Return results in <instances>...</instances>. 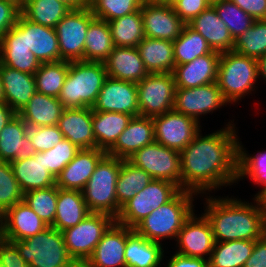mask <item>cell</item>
Listing matches in <instances>:
<instances>
[{
  "instance_id": "28",
  "label": "cell",
  "mask_w": 266,
  "mask_h": 267,
  "mask_svg": "<svg viewBox=\"0 0 266 267\" xmlns=\"http://www.w3.org/2000/svg\"><path fill=\"white\" fill-rule=\"evenodd\" d=\"M10 165L23 193L56 185V178L45 166L44 152H36Z\"/></svg>"
},
{
  "instance_id": "39",
  "label": "cell",
  "mask_w": 266,
  "mask_h": 267,
  "mask_svg": "<svg viewBox=\"0 0 266 267\" xmlns=\"http://www.w3.org/2000/svg\"><path fill=\"white\" fill-rule=\"evenodd\" d=\"M71 9L57 0H26L21 14L29 21L55 28Z\"/></svg>"
},
{
  "instance_id": "46",
  "label": "cell",
  "mask_w": 266,
  "mask_h": 267,
  "mask_svg": "<svg viewBox=\"0 0 266 267\" xmlns=\"http://www.w3.org/2000/svg\"><path fill=\"white\" fill-rule=\"evenodd\" d=\"M220 19L226 24L229 32L236 40L254 23V19L230 0H220L211 4Z\"/></svg>"
},
{
  "instance_id": "11",
  "label": "cell",
  "mask_w": 266,
  "mask_h": 267,
  "mask_svg": "<svg viewBox=\"0 0 266 267\" xmlns=\"http://www.w3.org/2000/svg\"><path fill=\"white\" fill-rule=\"evenodd\" d=\"M127 160L146 171L153 179L170 181L181 189L179 151L154 141L136 151Z\"/></svg>"
},
{
  "instance_id": "13",
  "label": "cell",
  "mask_w": 266,
  "mask_h": 267,
  "mask_svg": "<svg viewBox=\"0 0 266 267\" xmlns=\"http://www.w3.org/2000/svg\"><path fill=\"white\" fill-rule=\"evenodd\" d=\"M155 142L181 152L201 131L200 123L175 110L152 118Z\"/></svg>"
},
{
  "instance_id": "20",
  "label": "cell",
  "mask_w": 266,
  "mask_h": 267,
  "mask_svg": "<svg viewBox=\"0 0 266 267\" xmlns=\"http://www.w3.org/2000/svg\"><path fill=\"white\" fill-rule=\"evenodd\" d=\"M2 238L22 241L49 227L24 201L16 203L1 216Z\"/></svg>"
},
{
  "instance_id": "60",
  "label": "cell",
  "mask_w": 266,
  "mask_h": 267,
  "mask_svg": "<svg viewBox=\"0 0 266 267\" xmlns=\"http://www.w3.org/2000/svg\"><path fill=\"white\" fill-rule=\"evenodd\" d=\"M259 79L266 81V53L258 59ZM266 83V82H265Z\"/></svg>"
},
{
  "instance_id": "34",
  "label": "cell",
  "mask_w": 266,
  "mask_h": 267,
  "mask_svg": "<svg viewBox=\"0 0 266 267\" xmlns=\"http://www.w3.org/2000/svg\"><path fill=\"white\" fill-rule=\"evenodd\" d=\"M162 245L134 231L126 240L124 250L126 267H160L165 254Z\"/></svg>"
},
{
  "instance_id": "27",
  "label": "cell",
  "mask_w": 266,
  "mask_h": 267,
  "mask_svg": "<svg viewBox=\"0 0 266 267\" xmlns=\"http://www.w3.org/2000/svg\"><path fill=\"white\" fill-rule=\"evenodd\" d=\"M104 64L107 76L117 80L138 83L149 74L137 47L114 46Z\"/></svg>"
},
{
  "instance_id": "3",
  "label": "cell",
  "mask_w": 266,
  "mask_h": 267,
  "mask_svg": "<svg viewBox=\"0 0 266 267\" xmlns=\"http://www.w3.org/2000/svg\"><path fill=\"white\" fill-rule=\"evenodd\" d=\"M194 192L180 190L170 201L153 210L133 229L146 239L163 244L162 240L177 239L185 220L195 211ZM176 238V239H175Z\"/></svg>"
},
{
  "instance_id": "42",
  "label": "cell",
  "mask_w": 266,
  "mask_h": 267,
  "mask_svg": "<svg viewBox=\"0 0 266 267\" xmlns=\"http://www.w3.org/2000/svg\"><path fill=\"white\" fill-rule=\"evenodd\" d=\"M68 71V61L42 63L34 74L36 91L58 98Z\"/></svg>"
},
{
  "instance_id": "7",
  "label": "cell",
  "mask_w": 266,
  "mask_h": 267,
  "mask_svg": "<svg viewBox=\"0 0 266 267\" xmlns=\"http://www.w3.org/2000/svg\"><path fill=\"white\" fill-rule=\"evenodd\" d=\"M29 267H79L68 254L63 234L52 226L22 241H10Z\"/></svg>"
},
{
  "instance_id": "45",
  "label": "cell",
  "mask_w": 266,
  "mask_h": 267,
  "mask_svg": "<svg viewBox=\"0 0 266 267\" xmlns=\"http://www.w3.org/2000/svg\"><path fill=\"white\" fill-rule=\"evenodd\" d=\"M58 187L56 185L31 190L24 193L23 201L44 221L51 226L55 220Z\"/></svg>"
},
{
  "instance_id": "52",
  "label": "cell",
  "mask_w": 266,
  "mask_h": 267,
  "mask_svg": "<svg viewBox=\"0 0 266 267\" xmlns=\"http://www.w3.org/2000/svg\"><path fill=\"white\" fill-rule=\"evenodd\" d=\"M21 7L11 0H0V39L17 23Z\"/></svg>"
},
{
  "instance_id": "41",
  "label": "cell",
  "mask_w": 266,
  "mask_h": 267,
  "mask_svg": "<svg viewBox=\"0 0 266 267\" xmlns=\"http://www.w3.org/2000/svg\"><path fill=\"white\" fill-rule=\"evenodd\" d=\"M173 47L176 65L189 63L208 53H219L213 51L207 41L188 24L185 25L182 34L173 41Z\"/></svg>"
},
{
  "instance_id": "47",
  "label": "cell",
  "mask_w": 266,
  "mask_h": 267,
  "mask_svg": "<svg viewBox=\"0 0 266 267\" xmlns=\"http://www.w3.org/2000/svg\"><path fill=\"white\" fill-rule=\"evenodd\" d=\"M142 0H90L92 14L107 22L141 9Z\"/></svg>"
},
{
  "instance_id": "59",
  "label": "cell",
  "mask_w": 266,
  "mask_h": 267,
  "mask_svg": "<svg viewBox=\"0 0 266 267\" xmlns=\"http://www.w3.org/2000/svg\"><path fill=\"white\" fill-rule=\"evenodd\" d=\"M253 198L256 200L258 206L262 209V211L266 215V186L262 188L260 191H258V193L255 194Z\"/></svg>"
},
{
  "instance_id": "44",
  "label": "cell",
  "mask_w": 266,
  "mask_h": 267,
  "mask_svg": "<svg viewBox=\"0 0 266 267\" xmlns=\"http://www.w3.org/2000/svg\"><path fill=\"white\" fill-rule=\"evenodd\" d=\"M233 51L259 59L266 53V19L255 20L253 25L234 40Z\"/></svg>"
},
{
  "instance_id": "19",
  "label": "cell",
  "mask_w": 266,
  "mask_h": 267,
  "mask_svg": "<svg viewBox=\"0 0 266 267\" xmlns=\"http://www.w3.org/2000/svg\"><path fill=\"white\" fill-rule=\"evenodd\" d=\"M25 36V43L40 63L61 61L55 28L33 23L22 14L15 25Z\"/></svg>"
},
{
  "instance_id": "33",
  "label": "cell",
  "mask_w": 266,
  "mask_h": 267,
  "mask_svg": "<svg viewBox=\"0 0 266 267\" xmlns=\"http://www.w3.org/2000/svg\"><path fill=\"white\" fill-rule=\"evenodd\" d=\"M140 57L149 73H172L176 66L173 42L145 37L138 45Z\"/></svg>"
},
{
  "instance_id": "30",
  "label": "cell",
  "mask_w": 266,
  "mask_h": 267,
  "mask_svg": "<svg viewBox=\"0 0 266 267\" xmlns=\"http://www.w3.org/2000/svg\"><path fill=\"white\" fill-rule=\"evenodd\" d=\"M5 102L18 114L36 92L33 74H28L0 63Z\"/></svg>"
},
{
  "instance_id": "62",
  "label": "cell",
  "mask_w": 266,
  "mask_h": 267,
  "mask_svg": "<svg viewBox=\"0 0 266 267\" xmlns=\"http://www.w3.org/2000/svg\"><path fill=\"white\" fill-rule=\"evenodd\" d=\"M0 102H5V96H4V90H3L1 76H0Z\"/></svg>"
},
{
  "instance_id": "38",
  "label": "cell",
  "mask_w": 266,
  "mask_h": 267,
  "mask_svg": "<svg viewBox=\"0 0 266 267\" xmlns=\"http://www.w3.org/2000/svg\"><path fill=\"white\" fill-rule=\"evenodd\" d=\"M114 46L137 47L145 38L141 9L108 22Z\"/></svg>"
},
{
  "instance_id": "51",
  "label": "cell",
  "mask_w": 266,
  "mask_h": 267,
  "mask_svg": "<svg viewBox=\"0 0 266 267\" xmlns=\"http://www.w3.org/2000/svg\"><path fill=\"white\" fill-rule=\"evenodd\" d=\"M171 5L178 17L188 24L194 17L206 10L211 3L208 0H173Z\"/></svg>"
},
{
  "instance_id": "18",
  "label": "cell",
  "mask_w": 266,
  "mask_h": 267,
  "mask_svg": "<svg viewBox=\"0 0 266 267\" xmlns=\"http://www.w3.org/2000/svg\"><path fill=\"white\" fill-rule=\"evenodd\" d=\"M133 232V228L115 221L82 267H126L124 250L126 240Z\"/></svg>"
},
{
  "instance_id": "57",
  "label": "cell",
  "mask_w": 266,
  "mask_h": 267,
  "mask_svg": "<svg viewBox=\"0 0 266 267\" xmlns=\"http://www.w3.org/2000/svg\"><path fill=\"white\" fill-rule=\"evenodd\" d=\"M16 114L6 102H0V132Z\"/></svg>"
},
{
  "instance_id": "17",
  "label": "cell",
  "mask_w": 266,
  "mask_h": 267,
  "mask_svg": "<svg viewBox=\"0 0 266 267\" xmlns=\"http://www.w3.org/2000/svg\"><path fill=\"white\" fill-rule=\"evenodd\" d=\"M141 13L145 37L173 42L186 25L171 4L143 3Z\"/></svg>"
},
{
  "instance_id": "6",
  "label": "cell",
  "mask_w": 266,
  "mask_h": 267,
  "mask_svg": "<svg viewBox=\"0 0 266 267\" xmlns=\"http://www.w3.org/2000/svg\"><path fill=\"white\" fill-rule=\"evenodd\" d=\"M123 160L106 154L97 164L82 191L90 212L109 214L115 219L119 215L115 188Z\"/></svg>"
},
{
  "instance_id": "56",
  "label": "cell",
  "mask_w": 266,
  "mask_h": 267,
  "mask_svg": "<svg viewBox=\"0 0 266 267\" xmlns=\"http://www.w3.org/2000/svg\"><path fill=\"white\" fill-rule=\"evenodd\" d=\"M167 261L166 267H209V262L206 259L186 257L176 252Z\"/></svg>"
},
{
  "instance_id": "50",
  "label": "cell",
  "mask_w": 266,
  "mask_h": 267,
  "mask_svg": "<svg viewBox=\"0 0 266 267\" xmlns=\"http://www.w3.org/2000/svg\"><path fill=\"white\" fill-rule=\"evenodd\" d=\"M27 135L35 152L49 150L64 139L63 133L57 125L28 127Z\"/></svg>"
},
{
  "instance_id": "24",
  "label": "cell",
  "mask_w": 266,
  "mask_h": 267,
  "mask_svg": "<svg viewBox=\"0 0 266 267\" xmlns=\"http://www.w3.org/2000/svg\"><path fill=\"white\" fill-rule=\"evenodd\" d=\"M0 63L33 75L41 66L27 47L25 36L15 25L0 39Z\"/></svg>"
},
{
  "instance_id": "2",
  "label": "cell",
  "mask_w": 266,
  "mask_h": 267,
  "mask_svg": "<svg viewBox=\"0 0 266 267\" xmlns=\"http://www.w3.org/2000/svg\"><path fill=\"white\" fill-rule=\"evenodd\" d=\"M206 195L204 215L215 242L259 240L266 234V215L258 206L235 197Z\"/></svg>"
},
{
  "instance_id": "58",
  "label": "cell",
  "mask_w": 266,
  "mask_h": 267,
  "mask_svg": "<svg viewBox=\"0 0 266 267\" xmlns=\"http://www.w3.org/2000/svg\"><path fill=\"white\" fill-rule=\"evenodd\" d=\"M67 5L71 10L81 9L89 6L90 0H57Z\"/></svg>"
},
{
  "instance_id": "23",
  "label": "cell",
  "mask_w": 266,
  "mask_h": 267,
  "mask_svg": "<svg viewBox=\"0 0 266 267\" xmlns=\"http://www.w3.org/2000/svg\"><path fill=\"white\" fill-rule=\"evenodd\" d=\"M155 141L154 124L150 117H132L127 127L118 136L115 144L107 151L113 157L127 160L136 151Z\"/></svg>"
},
{
  "instance_id": "35",
  "label": "cell",
  "mask_w": 266,
  "mask_h": 267,
  "mask_svg": "<svg viewBox=\"0 0 266 267\" xmlns=\"http://www.w3.org/2000/svg\"><path fill=\"white\" fill-rule=\"evenodd\" d=\"M132 117V115L125 113L92 110L96 148L107 152L115 144L118 136L127 127Z\"/></svg>"
},
{
  "instance_id": "49",
  "label": "cell",
  "mask_w": 266,
  "mask_h": 267,
  "mask_svg": "<svg viewBox=\"0 0 266 267\" xmlns=\"http://www.w3.org/2000/svg\"><path fill=\"white\" fill-rule=\"evenodd\" d=\"M79 151L70 140L63 139L49 150L43 151L45 166L56 178Z\"/></svg>"
},
{
  "instance_id": "10",
  "label": "cell",
  "mask_w": 266,
  "mask_h": 267,
  "mask_svg": "<svg viewBox=\"0 0 266 267\" xmlns=\"http://www.w3.org/2000/svg\"><path fill=\"white\" fill-rule=\"evenodd\" d=\"M136 87L140 116L153 118L173 110L176 84L172 73H149Z\"/></svg>"
},
{
  "instance_id": "55",
  "label": "cell",
  "mask_w": 266,
  "mask_h": 267,
  "mask_svg": "<svg viewBox=\"0 0 266 267\" xmlns=\"http://www.w3.org/2000/svg\"><path fill=\"white\" fill-rule=\"evenodd\" d=\"M244 267H266V234L255 241L252 254L246 260Z\"/></svg>"
},
{
  "instance_id": "4",
  "label": "cell",
  "mask_w": 266,
  "mask_h": 267,
  "mask_svg": "<svg viewBox=\"0 0 266 267\" xmlns=\"http://www.w3.org/2000/svg\"><path fill=\"white\" fill-rule=\"evenodd\" d=\"M107 77L104 62H69L58 98L64 108H92Z\"/></svg>"
},
{
  "instance_id": "29",
  "label": "cell",
  "mask_w": 266,
  "mask_h": 267,
  "mask_svg": "<svg viewBox=\"0 0 266 267\" xmlns=\"http://www.w3.org/2000/svg\"><path fill=\"white\" fill-rule=\"evenodd\" d=\"M188 25L207 41L213 51H233L234 40L229 29L212 5L194 17Z\"/></svg>"
},
{
  "instance_id": "54",
  "label": "cell",
  "mask_w": 266,
  "mask_h": 267,
  "mask_svg": "<svg viewBox=\"0 0 266 267\" xmlns=\"http://www.w3.org/2000/svg\"><path fill=\"white\" fill-rule=\"evenodd\" d=\"M254 20L266 19V0H230Z\"/></svg>"
},
{
  "instance_id": "64",
  "label": "cell",
  "mask_w": 266,
  "mask_h": 267,
  "mask_svg": "<svg viewBox=\"0 0 266 267\" xmlns=\"http://www.w3.org/2000/svg\"><path fill=\"white\" fill-rule=\"evenodd\" d=\"M2 238V225H1V215H0V239Z\"/></svg>"
},
{
  "instance_id": "12",
  "label": "cell",
  "mask_w": 266,
  "mask_h": 267,
  "mask_svg": "<svg viewBox=\"0 0 266 267\" xmlns=\"http://www.w3.org/2000/svg\"><path fill=\"white\" fill-rule=\"evenodd\" d=\"M95 18L89 6L71 10L56 25L61 61H84V44L90 22Z\"/></svg>"
},
{
  "instance_id": "31",
  "label": "cell",
  "mask_w": 266,
  "mask_h": 267,
  "mask_svg": "<svg viewBox=\"0 0 266 267\" xmlns=\"http://www.w3.org/2000/svg\"><path fill=\"white\" fill-rule=\"evenodd\" d=\"M63 110L64 106L59 98L36 91L18 115L28 127L53 126L58 124Z\"/></svg>"
},
{
  "instance_id": "53",
  "label": "cell",
  "mask_w": 266,
  "mask_h": 267,
  "mask_svg": "<svg viewBox=\"0 0 266 267\" xmlns=\"http://www.w3.org/2000/svg\"><path fill=\"white\" fill-rule=\"evenodd\" d=\"M0 267H29L17 247L3 238L0 239Z\"/></svg>"
},
{
  "instance_id": "48",
  "label": "cell",
  "mask_w": 266,
  "mask_h": 267,
  "mask_svg": "<svg viewBox=\"0 0 266 267\" xmlns=\"http://www.w3.org/2000/svg\"><path fill=\"white\" fill-rule=\"evenodd\" d=\"M24 193L17 182L9 162L0 161V215L22 202Z\"/></svg>"
},
{
  "instance_id": "61",
  "label": "cell",
  "mask_w": 266,
  "mask_h": 267,
  "mask_svg": "<svg viewBox=\"0 0 266 267\" xmlns=\"http://www.w3.org/2000/svg\"><path fill=\"white\" fill-rule=\"evenodd\" d=\"M143 3L171 4L173 0H142Z\"/></svg>"
},
{
  "instance_id": "37",
  "label": "cell",
  "mask_w": 266,
  "mask_h": 267,
  "mask_svg": "<svg viewBox=\"0 0 266 267\" xmlns=\"http://www.w3.org/2000/svg\"><path fill=\"white\" fill-rule=\"evenodd\" d=\"M256 240L215 242L209 267H244L251 256Z\"/></svg>"
},
{
  "instance_id": "8",
  "label": "cell",
  "mask_w": 266,
  "mask_h": 267,
  "mask_svg": "<svg viewBox=\"0 0 266 267\" xmlns=\"http://www.w3.org/2000/svg\"><path fill=\"white\" fill-rule=\"evenodd\" d=\"M115 221L109 214L90 212L79 224L62 231L68 254L79 267L92 256L98 242Z\"/></svg>"
},
{
  "instance_id": "22",
  "label": "cell",
  "mask_w": 266,
  "mask_h": 267,
  "mask_svg": "<svg viewBox=\"0 0 266 267\" xmlns=\"http://www.w3.org/2000/svg\"><path fill=\"white\" fill-rule=\"evenodd\" d=\"M64 139L79 149L96 148L92 124V108H64L57 124Z\"/></svg>"
},
{
  "instance_id": "63",
  "label": "cell",
  "mask_w": 266,
  "mask_h": 267,
  "mask_svg": "<svg viewBox=\"0 0 266 267\" xmlns=\"http://www.w3.org/2000/svg\"><path fill=\"white\" fill-rule=\"evenodd\" d=\"M11 1L15 2L19 7H22L26 2V0H11Z\"/></svg>"
},
{
  "instance_id": "36",
  "label": "cell",
  "mask_w": 266,
  "mask_h": 267,
  "mask_svg": "<svg viewBox=\"0 0 266 267\" xmlns=\"http://www.w3.org/2000/svg\"><path fill=\"white\" fill-rule=\"evenodd\" d=\"M110 27L108 22L94 18L87 31L84 44V61L104 62L113 51Z\"/></svg>"
},
{
  "instance_id": "32",
  "label": "cell",
  "mask_w": 266,
  "mask_h": 267,
  "mask_svg": "<svg viewBox=\"0 0 266 267\" xmlns=\"http://www.w3.org/2000/svg\"><path fill=\"white\" fill-rule=\"evenodd\" d=\"M89 213L83 192L58 187L55 220L51 225L53 228L62 232L79 224Z\"/></svg>"
},
{
  "instance_id": "14",
  "label": "cell",
  "mask_w": 266,
  "mask_h": 267,
  "mask_svg": "<svg viewBox=\"0 0 266 267\" xmlns=\"http://www.w3.org/2000/svg\"><path fill=\"white\" fill-rule=\"evenodd\" d=\"M217 82L194 88H176L173 110L200 123V117L227 105Z\"/></svg>"
},
{
  "instance_id": "40",
  "label": "cell",
  "mask_w": 266,
  "mask_h": 267,
  "mask_svg": "<svg viewBox=\"0 0 266 267\" xmlns=\"http://www.w3.org/2000/svg\"><path fill=\"white\" fill-rule=\"evenodd\" d=\"M152 180L146 171L135 167L128 160H123L115 188L118 206L121 208Z\"/></svg>"
},
{
  "instance_id": "43",
  "label": "cell",
  "mask_w": 266,
  "mask_h": 267,
  "mask_svg": "<svg viewBox=\"0 0 266 267\" xmlns=\"http://www.w3.org/2000/svg\"><path fill=\"white\" fill-rule=\"evenodd\" d=\"M238 140V159H237V182L243 178H250L254 184L266 186V151L257 152V155H249L243 148L242 141Z\"/></svg>"
},
{
  "instance_id": "26",
  "label": "cell",
  "mask_w": 266,
  "mask_h": 267,
  "mask_svg": "<svg viewBox=\"0 0 266 267\" xmlns=\"http://www.w3.org/2000/svg\"><path fill=\"white\" fill-rule=\"evenodd\" d=\"M28 125L16 114L0 132V161L13 162L36 152L27 135Z\"/></svg>"
},
{
  "instance_id": "16",
  "label": "cell",
  "mask_w": 266,
  "mask_h": 267,
  "mask_svg": "<svg viewBox=\"0 0 266 267\" xmlns=\"http://www.w3.org/2000/svg\"><path fill=\"white\" fill-rule=\"evenodd\" d=\"M92 110L139 116L136 83L107 77Z\"/></svg>"
},
{
  "instance_id": "5",
  "label": "cell",
  "mask_w": 266,
  "mask_h": 267,
  "mask_svg": "<svg viewBox=\"0 0 266 267\" xmlns=\"http://www.w3.org/2000/svg\"><path fill=\"white\" fill-rule=\"evenodd\" d=\"M258 60L240 55L234 51L220 55L217 84L228 104L237 103L241 98L255 91L258 83Z\"/></svg>"
},
{
  "instance_id": "25",
  "label": "cell",
  "mask_w": 266,
  "mask_h": 267,
  "mask_svg": "<svg viewBox=\"0 0 266 267\" xmlns=\"http://www.w3.org/2000/svg\"><path fill=\"white\" fill-rule=\"evenodd\" d=\"M220 55L208 53L189 63L176 65L172 72L176 88H194L217 82Z\"/></svg>"
},
{
  "instance_id": "1",
  "label": "cell",
  "mask_w": 266,
  "mask_h": 267,
  "mask_svg": "<svg viewBox=\"0 0 266 267\" xmlns=\"http://www.w3.org/2000/svg\"><path fill=\"white\" fill-rule=\"evenodd\" d=\"M230 121L205 136L200 131L180 152L182 190L203 197L212 190L237 183L239 138L234 120Z\"/></svg>"
},
{
  "instance_id": "9",
  "label": "cell",
  "mask_w": 266,
  "mask_h": 267,
  "mask_svg": "<svg viewBox=\"0 0 266 267\" xmlns=\"http://www.w3.org/2000/svg\"><path fill=\"white\" fill-rule=\"evenodd\" d=\"M180 190L170 181L153 179L121 207L116 222L134 228L153 210L170 201Z\"/></svg>"
},
{
  "instance_id": "15",
  "label": "cell",
  "mask_w": 266,
  "mask_h": 267,
  "mask_svg": "<svg viewBox=\"0 0 266 267\" xmlns=\"http://www.w3.org/2000/svg\"><path fill=\"white\" fill-rule=\"evenodd\" d=\"M194 212L178 233L175 240L178 249L175 252L186 257L209 260L215 245L212 227L203 213L197 217Z\"/></svg>"
},
{
  "instance_id": "65",
  "label": "cell",
  "mask_w": 266,
  "mask_h": 267,
  "mask_svg": "<svg viewBox=\"0 0 266 267\" xmlns=\"http://www.w3.org/2000/svg\"><path fill=\"white\" fill-rule=\"evenodd\" d=\"M211 4L220 0H208Z\"/></svg>"
},
{
  "instance_id": "21",
  "label": "cell",
  "mask_w": 266,
  "mask_h": 267,
  "mask_svg": "<svg viewBox=\"0 0 266 267\" xmlns=\"http://www.w3.org/2000/svg\"><path fill=\"white\" fill-rule=\"evenodd\" d=\"M106 154V151L98 148L80 149L74 159L56 177V186L82 192L97 164Z\"/></svg>"
}]
</instances>
